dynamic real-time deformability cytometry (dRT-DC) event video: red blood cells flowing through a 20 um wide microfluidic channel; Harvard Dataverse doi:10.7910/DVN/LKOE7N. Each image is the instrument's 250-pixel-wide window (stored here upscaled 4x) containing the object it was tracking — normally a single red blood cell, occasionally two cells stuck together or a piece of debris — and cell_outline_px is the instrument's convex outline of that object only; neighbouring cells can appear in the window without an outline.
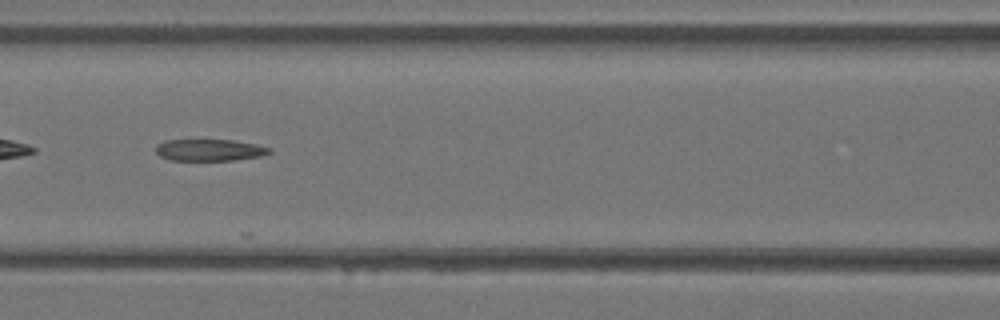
{"species": "Egyptian fruit bat (a non-hibernating species)", "species_latin": "Rousettus aegyptiacus", "temperature_condition": "warm", "stored_images_in_passage": 21, "camera_frame_rate_fps": 3000, "um_per_image_px": 0.085, "animal": {"sex": "female"}, "frame": {"image": 1, "passage_image": 15, "time_ms": 4.667, "image_size_px": [1000, 320], "cell_outline_px": [[272, 152], [260, 156], [232, 160], [168, 160], [160, 156], [156, 152], [156, 144], [164, 140], [232, 140], [256, 144], [272, 148]], "centroid_in_image_um": [17.79, 12.75], "position_along_channel_um": 148.8, "area_um2": 14.39}}
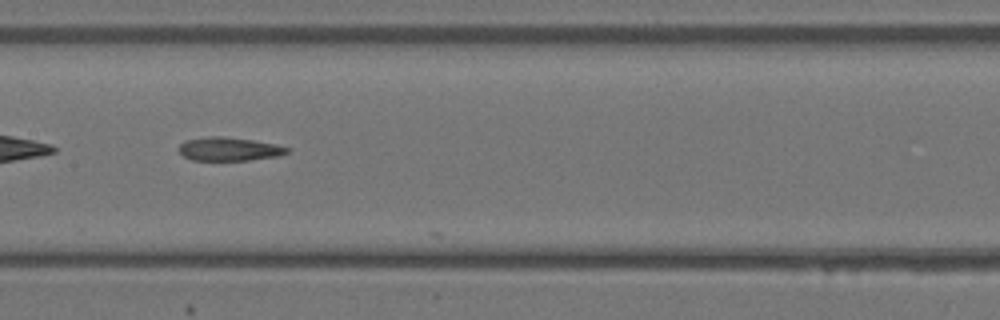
{"frame": {"image": 2, "passage_image": 17, "time_ms": 5.333, "image_size_px": [1000, 320], "cell_outline_px": [[288, 152], [280, 156], [248, 160], [192, 160], [184, 156], [180, 152], [180, 144], [184, 140], [208, 136], [220, 136], [252, 140], [276, 144], [288, 148]], "centroid_in_image_um": [19.47, 12.66], "position_along_channel_um": 187.9, "area_um2": 14.74}}